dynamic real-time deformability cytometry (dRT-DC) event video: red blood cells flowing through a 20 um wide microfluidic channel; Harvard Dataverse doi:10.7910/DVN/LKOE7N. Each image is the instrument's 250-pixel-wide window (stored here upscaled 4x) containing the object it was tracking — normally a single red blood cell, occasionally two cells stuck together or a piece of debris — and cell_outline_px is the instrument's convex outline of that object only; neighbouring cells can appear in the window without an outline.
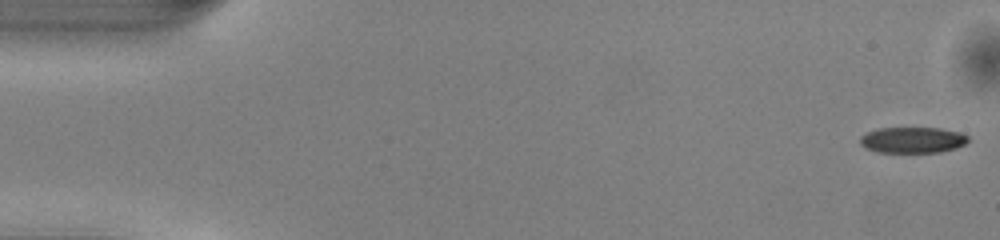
{"species": "common noctule bat (a hibernating species)", "species_latin": "Nyctalus noctula", "temperature_condition": "warm", "stored_images_in_passage": 51, "segment_of_instrument_passage": [1, 2], "camera_frame_rate_fps": 3000, "um_per_image_px": 0.085, "animal": {"sex": "male", "body_mass_g": 13.0, "forearm_length_mm": 53.1}, "frame": {"image": 1, "passage_image": 1, "time_ms": 0.0, "image_size_px": [1000, 240], "cell_outline_px": [[968, 140], [964, 144], [956, 148], [940, 152], [876, 152], [864, 148], [860, 144], [860, 136], [876, 128], [940, 128], [960, 132], [968, 136]], "centroid_in_image_um": [77.54, 11.9], "position_along_channel_um": 7.5, "area_um2": 16.42}}
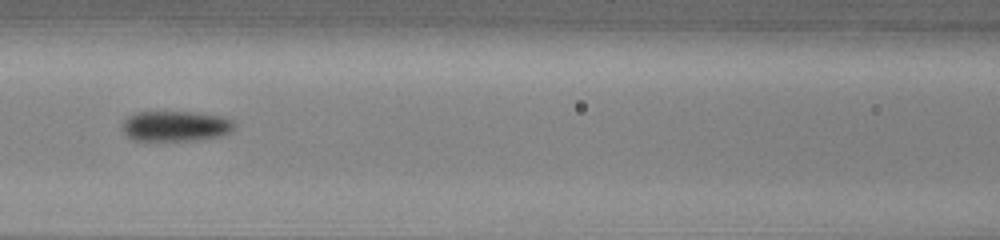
{"frame": {"image": 2, "passage_image": 22, "time_ms": 7.0, "image_size_px": [1000, 240], "cell_outline_px": [[236, 128], [220, 136], [200, 140], [132, 140], [124, 132], [124, 120], [128, 116], [136, 112], [188, 112], [220, 116], [232, 120], [236, 124]], "centroid_in_image_um": [14.95, 10.72], "position_along_channel_um": 151.7, "area_um2": 19.65}}
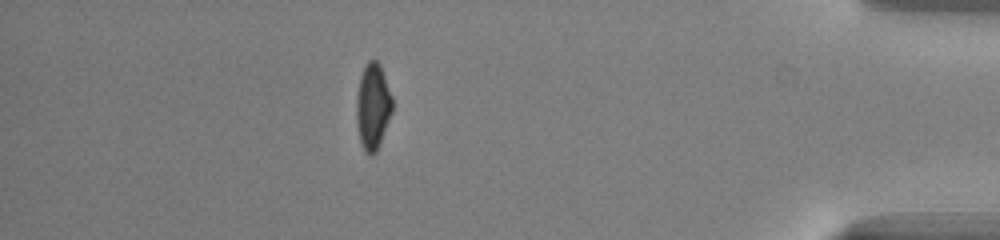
{"frame": {"image": 3, "passage_image": 44, "time_ms": 14.333, "image_size_px": [1000, 240], "cell_outline_px": [[392, 112], [380, 144], [376, 152], [372, 156], [368, 156], [364, 152], [360, 144], [356, 124], [356, 96], [360, 76], [368, 60], [376, 60], [380, 64], [392, 96]], "centroid_in_image_um": [31.67, 9.1], "position_along_channel_um": 403.5, "area_um2": 18.32}}